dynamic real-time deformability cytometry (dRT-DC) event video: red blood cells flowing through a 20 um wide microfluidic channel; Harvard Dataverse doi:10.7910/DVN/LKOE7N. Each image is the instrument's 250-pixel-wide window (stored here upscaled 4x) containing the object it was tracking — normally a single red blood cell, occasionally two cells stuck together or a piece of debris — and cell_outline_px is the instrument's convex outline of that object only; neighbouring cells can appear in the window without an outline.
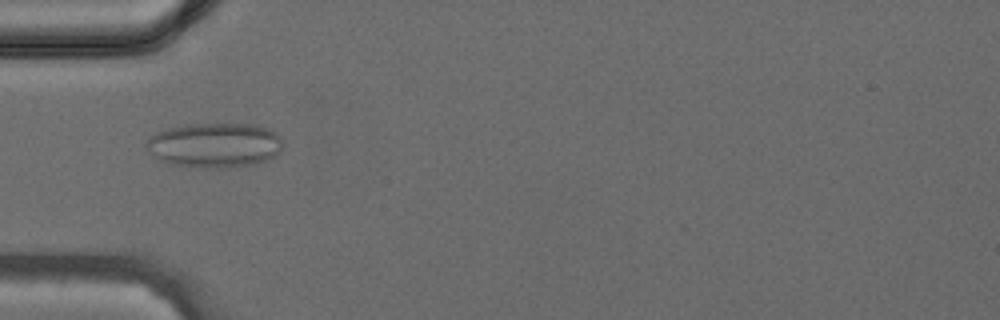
{"species": "common noctule bat (a hibernating species)", "species_latin": "Nyctalus noctula", "temperature_condition": "cold", "stored_images_in_passage": 42, "camera_frame_rate_fps": 3000, "um_per_image_px": 0.085, "animal": {"sex": "female", "body_mass_g": 24.6, "forearm_length_mm": 56.2}, "frame": {"image": 1, "passage_image": 13, "time_ms": 4.0, "image_size_px": [1000, 320], "cell_outline_px": [[284, 144], [280, 152], [276, 156], [268, 160], [252, 164], [228, 168], [204, 168], [172, 164], [152, 156], [144, 148], [148, 136], [156, 132], [168, 128], [184, 124], [256, 124], [272, 128], [280, 136]], "centroid_in_image_um": [18.26, 12.33], "position_along_channel_um": 66.7, "area_um2": 36.36}}